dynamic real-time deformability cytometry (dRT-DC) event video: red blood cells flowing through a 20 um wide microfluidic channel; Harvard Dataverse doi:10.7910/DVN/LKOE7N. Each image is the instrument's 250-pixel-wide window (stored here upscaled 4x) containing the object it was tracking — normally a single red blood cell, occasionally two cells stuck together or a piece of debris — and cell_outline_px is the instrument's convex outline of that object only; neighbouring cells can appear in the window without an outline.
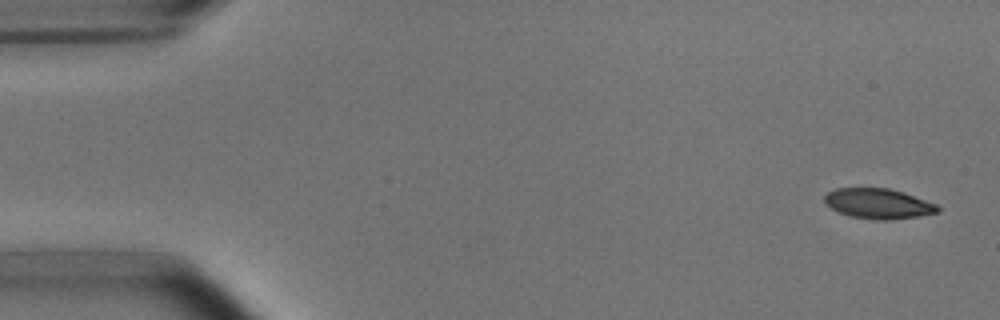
{"species": "common noctule bat (a hibernating species)", "species_latin": "Nyctalus noctula", "temperature_condition": "room temperature", "stored_images_in_passage": 51, "camera_frame_rate_fps": 3000, "um_per_image_px": 0.085, "animal": {"sex": "male", "body_mass_g": 15.6}, "frame": {"image": 1, "passage_image": 1, "time_ms": 0.0, "image_size_px": [1000, 320], "cell_outline_px": [[940, 208], [936, 212], [920, 216], [888, 220], [876, 220], [852, 216], [836, 212], [824, 204], [824, 196], [828, 192], [836, 188], [888, 188], [904, 192], [936, 204]], "centroid_in_image_um": [74.61, 17.31], "position_along_channel_um": 10.4, "area_um2": 19.94}}
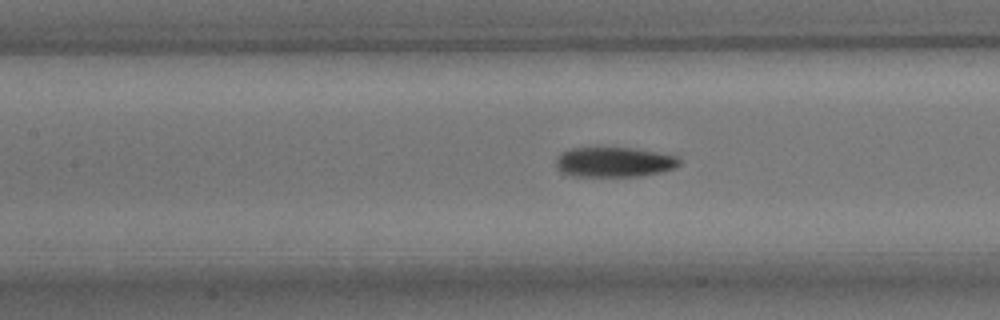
{"frame": {"image": 2, "passage_image": 22, "time_ms": 7.0, "image_size_px": [1000, 320], "cell_outline_px": [[680, 164], [676, 168], [660, 172], [640, 176], [572, 176], [560, 172], [556, 168], [556, 160], [560, 152], [572, 148], [632, 148], [656, 152], [676, 156], [680, 160]], "centroid_in_image_um": [52.17, 13.78], "position_along_channel_um": 155.2, "area_um2": 21.56}}
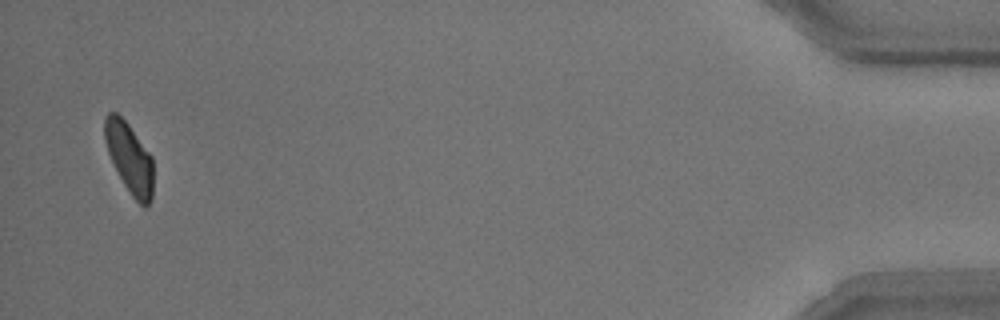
{"frame": {"image": 3, "passage_image": 50, "time_ms": 16.333, "image_size_px": [1000, 320], "cell_outline_px": [[152, 200], [148, 208], [144, 208], [132, 196], [124, 184], [108, 152], [104, 140], [104, 116], [108, 112], [116, 112], [128, 124], [152, 156]], "centroid_in_image_um": [11.0, 13.43], "position_along_channel_um": 424.2, "area_um2": 19.77}, "authors_computed_cell_mechanics": {"area_um2": 21.2126, "velocity_mm_per_s": 3.7851, "shape_relaxation_time_tau1_ms": 3.1192, "shape_relaxation_time_tau2_ms": 3.4412, "deformation_change_tau1": 0.1284, "deformation_change_tau2": 0.077}}